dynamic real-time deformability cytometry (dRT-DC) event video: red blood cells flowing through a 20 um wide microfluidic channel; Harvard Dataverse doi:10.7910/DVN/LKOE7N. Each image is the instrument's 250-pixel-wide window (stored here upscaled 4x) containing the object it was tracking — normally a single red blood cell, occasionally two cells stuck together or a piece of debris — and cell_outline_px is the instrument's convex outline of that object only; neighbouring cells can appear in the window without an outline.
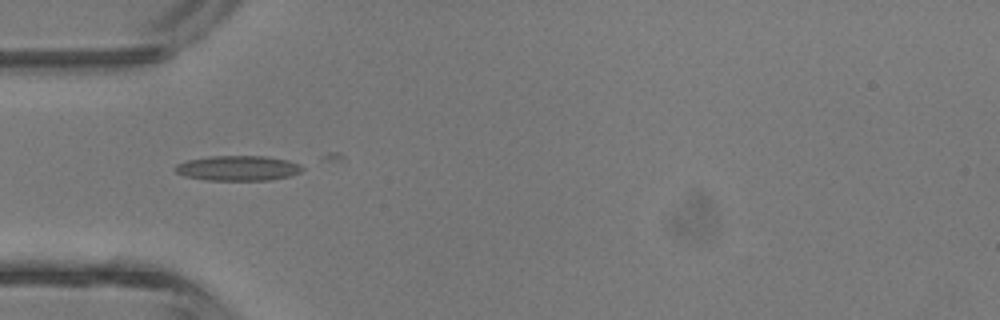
{"species": "common noctule bat (a hibernating species)", "species_latin": "Nyctalus noctula", "temperature_condition": "room temperature", "stored_images_in_passage": 5, "camera_frame_rate_fps": 3000, "um_per_image_px": 0.085, "animal": {"sex": "male", "body_mass_g": 13.3}, "frame": {"image": 1, "passage_image": 4, "time_ms": 3.333, "image_size_px": [1000, 320], "cell_outline_px": [[304, 168], [300, 172], [288, 176], [268, 180], [208, 180], [184, 176], [176, 172], [172, 168], [176, 164], [188, 160], [208, 156], [268, 156], [288, 160], [300, 164]], "centroid_in_image_um": [20.2, 14.28], "position_along_channel_um": 64.8, "area_um2": 18.61}}